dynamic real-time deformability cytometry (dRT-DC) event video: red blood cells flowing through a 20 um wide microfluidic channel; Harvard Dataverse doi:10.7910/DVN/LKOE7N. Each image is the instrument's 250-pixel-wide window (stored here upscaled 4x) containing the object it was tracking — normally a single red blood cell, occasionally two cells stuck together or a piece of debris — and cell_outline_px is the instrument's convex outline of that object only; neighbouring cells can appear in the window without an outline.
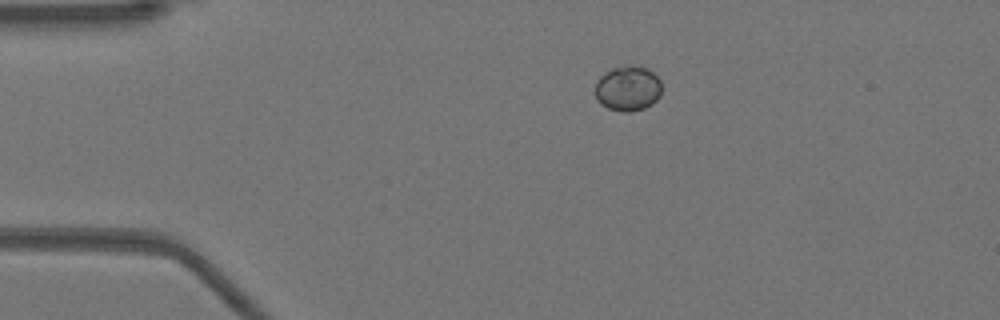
{"species": "Egyptian fruit bat (a non-hibernating species)", "species_latin": "Rousettus aegyptiacus", "temperature_condition": "warm", "stored_images_in_passage": 42, "camera_frame_rate_fps": 3000, "um_per_image_px": 0.085, "animal": {"sex": "female"}, "frame": {"image": 1, "passage_image": 1, "time_ms": 0.0, "image_size_px": [1000, 320], "cell_outline_px": [[660, 96], [652, 104], [644, 108], [628, 112], [620, 112], [608, 108], [600, 104], [596, 100], [596, 84], [600, 76], [604, 72], [612, 68], [632, 64], [648, 68], [660, 80]], "centroid_in_image_um": [53.36, 7.51], "position_along_channel_um": 31.6, "area_um2": 17.63}}
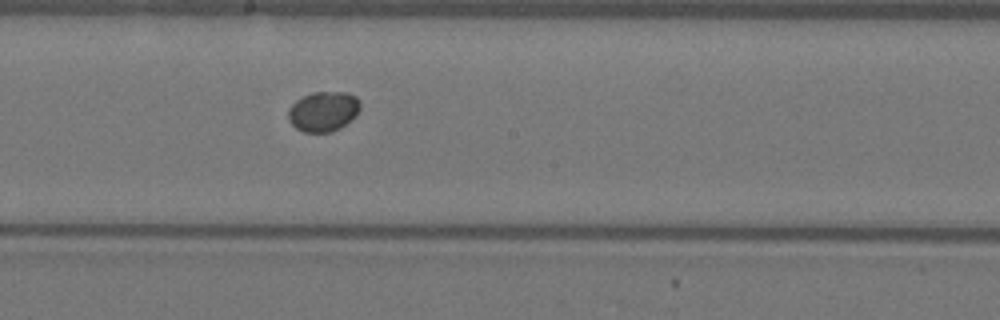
{"frame": {"image": 2, "passage_image": 19, "time_ms": 6.0, "image_size_px": [1000, 320], "cell_outline_px": [[360, 108], [356, 116], [340, 128], [332, 132], [304, 132], [296, 128], [288, 120], [288, 108], [296, 100], [312, 92], [348, 92], [356, 96], [360, 100]], "centroid_in_image_um": [27.49, 9.46], "position_along_channel_um": 220.7, "area_um2": 16.94}}
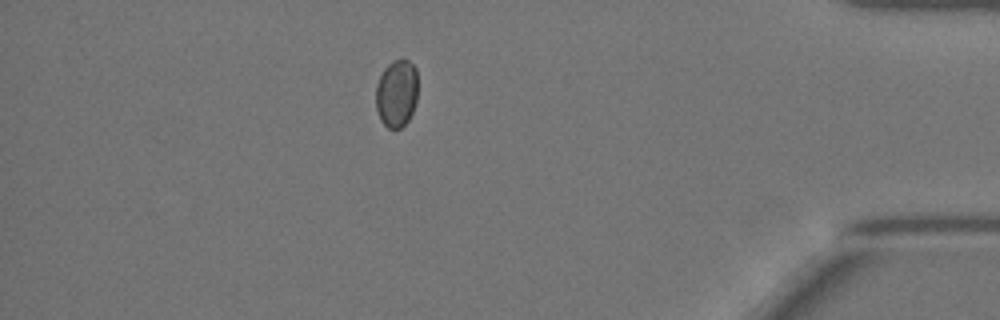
{"frame": {"image": 3, "passage_image": 36, "time_ms": 11.667, "image_size_px": [1000, 320], "cell_outline_px": [[416, 100], [412, 112], [408, 120], [400, 128], [388, 128], [380, 120], [376, 108], [376, 84], [384, 68], [392, 60], [408, 60], [416, 68]], "centroid_in_image_um": [33.69, 7.93], "position_along_channel_um": 401.5, "area_um2": 16.42}}